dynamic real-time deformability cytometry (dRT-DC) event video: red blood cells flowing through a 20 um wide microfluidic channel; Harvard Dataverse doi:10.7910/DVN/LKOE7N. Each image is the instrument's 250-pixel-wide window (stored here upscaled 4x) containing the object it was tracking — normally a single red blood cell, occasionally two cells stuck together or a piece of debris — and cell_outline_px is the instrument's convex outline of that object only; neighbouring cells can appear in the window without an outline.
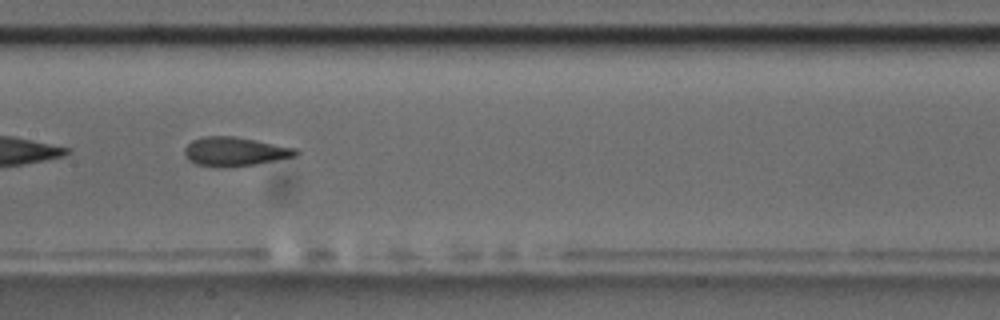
{"species": "common noctule bat (a hibernating species)", "species_latin": "Nyctalus noctula", "temperature_condition": "room temperature", "stored_images_in_passage": 9, "camera_frame_rate_fps": 3000, "um_per_image_px": 0.085, "animal": {"sex": "male", "body_mass_g": 17.5, "forearm_length_mm": 52.3}, "frame": {"image": 1, "passage_image": 8, "time_ms": 8.0, "image_size_px": [1000, 320], "cell_outline_px": [[300, 152], [296, 156], [256, 164], [228, 168], [216, 168], [196, 164], [188, 160], [184, 152], [184, 148], [192, 140], [204, 136], [236, 136], [296, 148]], "centroid_in_image_um": [19.94, 12.89], "position_along_channel_um": 187.5, "area_um2": 19.07}}
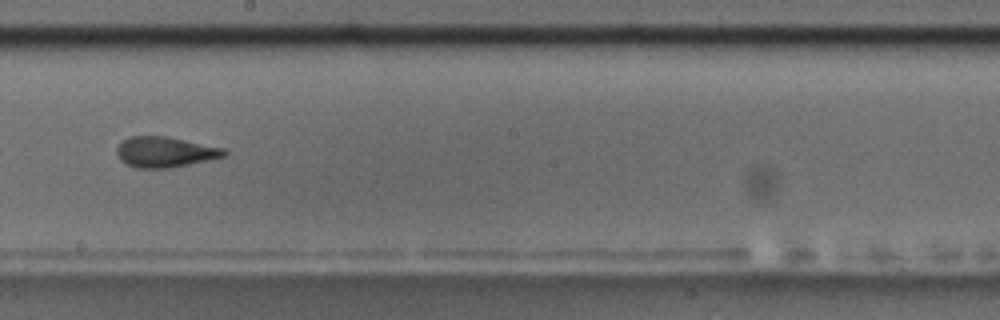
{"frame": {"image": 2, "passage_image": 9, "time_ms": 9.333, "image_size_px": [1000, 320], "cell_outline_px": [[228, 152], [224, 156], [208, 160], [168, 168], [136, 168], [120, 160], [116, 152], [116, 148], [128, 136], [164, 136], [224, 148]], "centroid_in_image_um": [14.0, 12.92], "position_along_channel_um": 234.2, "area_um2": 18.84}}